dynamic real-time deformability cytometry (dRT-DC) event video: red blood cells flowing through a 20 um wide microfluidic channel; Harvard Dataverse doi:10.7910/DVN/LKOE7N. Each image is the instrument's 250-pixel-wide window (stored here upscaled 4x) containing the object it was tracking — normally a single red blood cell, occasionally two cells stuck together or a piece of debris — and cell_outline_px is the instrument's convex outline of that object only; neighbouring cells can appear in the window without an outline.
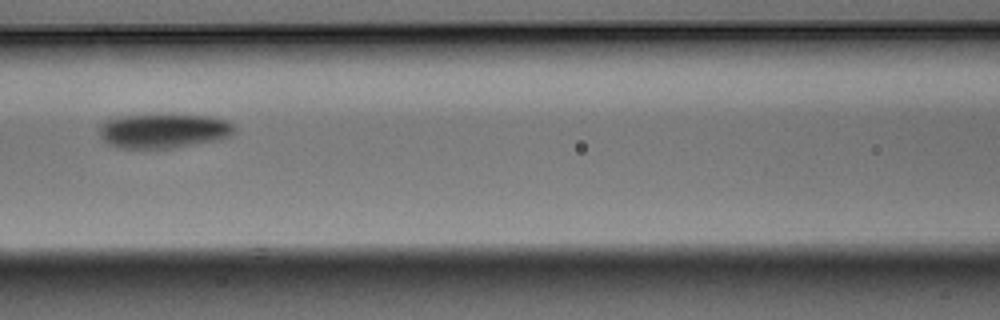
{"species": "Egyptian fruit bat (a non-hibernating species)", "species_latin": "Rousettus aegyptiacus", "temperature_condition": "warm", "stored_images_in_passage": 10, "camera_frame_rate_fps": 3000, "um_per_image_px": 0.085, "animal": {"sex": "male"}, "frame": {"image": 1, "passage_image": 9, "time_ms": 2.667, "image_size_px": [1000, 320], "cell_outline_px": [[236, 132], [220, 140], [172, 148], [120, 148], [108, 144], [104, 140], [100, 132], [100, 124], [108, 120], [120, 116], [208, 116], [224, 120], [232, 124], [236, 128]], "centroid_in_image_um": [13.93, 11.15], "position_along_channel_um": 152.7, "area_um2": 26.59}}
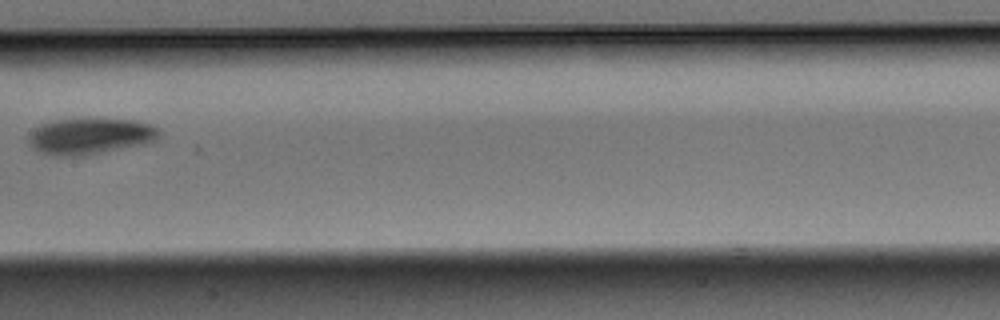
{"frame": {"image": 2, "passage_image": 10, "time_ms": 3.0, "image_size_px": [1000, 320], "cell_outline_px": [[160, 136], [152, 140], [140, 144], [84, 156], [52, 156], [40, 152], [32, 148], [28, 140], [32, 132], [40, 124], [48, 120], [72, 116], [100, 116], [136, 120], [160, 128]], "centroid_in_image_um": [7.61, 11.5], "position_along_channel_um": 199.8, "area_um2": 28.73}}